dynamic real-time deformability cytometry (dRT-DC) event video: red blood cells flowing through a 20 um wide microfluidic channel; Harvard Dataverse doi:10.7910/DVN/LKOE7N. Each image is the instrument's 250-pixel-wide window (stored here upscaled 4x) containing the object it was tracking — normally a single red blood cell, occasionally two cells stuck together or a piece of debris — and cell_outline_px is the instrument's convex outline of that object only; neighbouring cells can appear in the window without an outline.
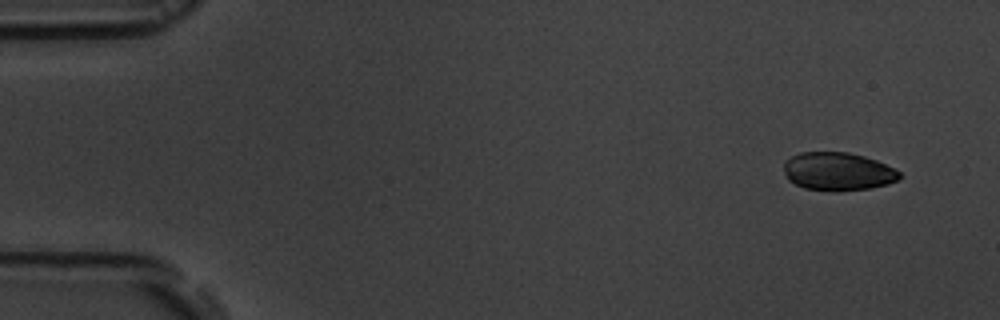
{"species": "common noctule bat (a hibernating species)", "species_latin": "Nyctalus noctula", "temperature_condition": "room temperature", "stored_images_in_passage": 7, "camera_frame_rate_fps": 3000, "um_per_image_px": 0.085, "animal": {"sex": "male", "body_mass_g": 19.5, "forearm_length_mm": 54.6}, "frame": {"image": 1, "passage_image": 1, "time_ms": 0.0, "image_size_px": [1000, 320], "cell_outline_px": [[900, 176], [896, 180], [888, 184], [868, 188], [836, 192], [832, 192], [804, 188], [788, 180], [784, 172], [784, 160], [800, 152], [848, 152], [864, 156], [876, 160], [900, 172]], "centroid_in_image_um": [71.17, 14.58], "position_along_channel_um": 13.8, "area_um2": 25.78}}
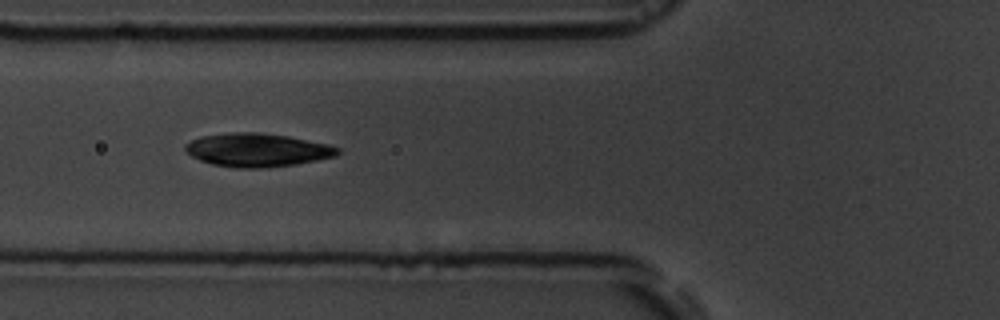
{"frame": {"image": 2, "passage_image": 6, "time_ms": 5.667, "image_size_px": [1000, 320], "cell_outline_px": [[340, 152], [336, 156], [296, 164], [268, 168], [236, 168], [212, 164], [200, 160], [192, 156], [184, 148], [184, 144], [200, 136], [228, 132], [260, 132], [288, 136], [328, 144], [340, 148]], "centroid_in_image_um": [21.86, 12.74], "position_along_channel_um": 103.9, "area_um2": 29.82}}
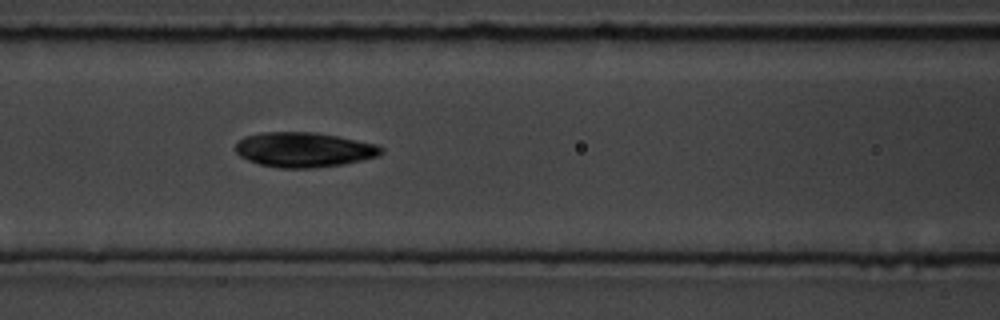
{"frame": {"image": 3, "passage_image": 7, "time_ms": 6.667, "image_size_px": [1000, 320], "cell_outline_px": [[384, 152], [380, 156], [344, 164], [312, 168], [280, 168], [260, 164], [248, 160], [240, 156], [236, 152], [236, 140], [244, 136], [260, 132], [316, 132], [376, 144], [384, 148]], "centroid_in_image_um": [25.83, 12.72], "position_along_channel_um": 140.8, "area_um2": 29.77}}